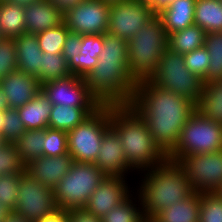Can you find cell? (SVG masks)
I'll return each instance as SVG.
<instances>
[{"label":"cell","mask_w":222,"mask_h":222,"mask_svg":"<svg viewBox=\"0 0 222 222\" xmlns=\"http://www.w3.org/2000/svg\"><path fill=\"white\" fill-rule=\"evenodd\" d=\"M130 106L144 120L155 144L168 156L176 147L182 128L197 111V104L149 80L137 82Z\"/></svg>","instance_id":"cell-1"},{"label":"cell","mask_w":222,"mask_h":222,"mask_svg":"<svg viewBox=\"0 0 222 222\" xmlns=\"http://www.w3.org/2000/svg\"><path fill=\"white\" fill-rule=\"evenodd\" d=\"M83 78L102 105H130L137 82L129 73L127 40L105 33L98 63Z\"/></svg>","instance_id":"cell-2"},{"label":"cell","mask_w":222,"mask_h":222,"mask_svg":"<svg viewBox=\"0 0 222 222\" xmlns=\"http://www.w3.org/2000/svg\"><path fill=\"white\" fill-rule=\"evenodd\" d=\"M141 174L139 186L134 190L141 198L143 215L146 218H154L164 209L185 200L193 193L182 166L169 158Z\"/></svg>","instance_id":"cell-3"},{"label":"cell","mask_w":222,"mask_h":222,"mask_svg":"<svg viewBox=\"0 0 222 222\" xmlns=\"http://www.w3.org/2000/svg\"><path fill=\"white\" fill-rule=\"evenodd\" d=\"M110 125L119 135L127 163L137 174L151 170L167 158L155 144L147 124L130 105H110Z\"/></svg>","instance_id":"cell-4"},{"label":"cell","mask_w":222,"mask_h":222,"mask_svg":"<svg viewBox=\"0 0 222 222\" xmlns=\"http://www.w3.org/2000/svg\"><path fill=\"white\" fill-rule=\"evenodd\" d=\"M168 36L156 13L127 41L129 73L136 82L149 80L167 48Z\"/></svg>","instance_id":"cell-5"},{"label":"cell","mask_w":222,"mask_h":222,"mask_svg":"<svg viewBox=\"0 0 222 222\" xmlns=\"http://www.w3.org/2000/svg\"><path fill=\"white\" fill-rule=\"evenodd\" d=\"M105 176L94 163L74 162L54 189L58 209L84 208Z\"/></svg>","instance_id":"cell-6"},{"label":"cell","mask_w":222,"mask_h":222,"mask_svg":"<svg viewBox=\"0 0 222 222\" xmlns=\"http://www.w3.org/2000/svg\"><path fill=\"white\" fill-rule=\"evenodd\" d=\"M155 86L172 91L198 104L204 83L185 65L183 54L166 48L158 62L157 69L149 78Z\"/></svg>","instance_id":"cell-7"},{"label":"cell","mask_w":222,"mask_h":222,"mask_svg":"<svg viewBox=\"0 0 222 222\" xmlns=\"http://www.w3.org/2000/svg\"><path fill=\"white\" fill-rule=\"evenodd\" d=\"M222 150V124L195 111L182 128L175 149L167 158L179 161L190 154L210 153Z\"/></svg>","instance_id":"cell-8"},{"label":"cell","mask_w":222,"mask_h":222,"mask_svg":"<svg viewBox=\"0 0 222 222\" xmlns=\"http://www.w3.org/2000/svg\"><path fill=\"white\" fill-rule=\"evenodd\" d=\"M110 125V105H103L74 129L67 131L68 153L77 163H95Z\"/></svg>","instance_id":"cell-9"},{"label":"cell","mask_w":222,"mask_h":222,"mask_svg":"<svg viewBox=\"0 0 222 222\" xmlns=\"http://www.w3.org/2000/svg\"><path fill=\"white\" fill-rule=\"evenodd\" d=\"M182 166L193 192L212 193L222 185V150L183 156Z\"/></svg>","instance_id":"cell-10"},{"label":"cell","mask_w":222,"mask_h":222,"mask_svg":"<svg viewBox=\"0 0 222 222\" xmlns=\"http://www.w3.org/2000/svg\"><path fill=\"white\" fill-rule=\"evenodd\" d=\"M58 209L54 190L41 185L26 171L20 173L19 191L14 213L35 222Z\"/></svg>","instance_id":"cell-11"},{"label":"cell","mask_w":222,"mask_h":222,"mask_svg":"<svg viewBox=\"0 0 222 222\" xmlns=\"http://www.w3.org/2000/svg\"><path fill=\"white\" fill-rule=\"evenodd\" d=\"M41 90L52 105L85 107L91 114L103 106L88 89L83 77L70 75L49 81L41 85Z\"/></svg>","instance_id":"cell-12"},{"label":"cell","mask_w":222,"mask_h":222,"mask_svg":"<svg viewBox=\"0 0 222 222\" xmlns=\"http://www.w3.org/2000/svg\"><path fill=\"white\" fill-rule=\"evenodd\" d=\"M155 14L148 1L126 0L111 4L107 33L128 41Z\"/></svg>","instance_id":"cell-13"},{"label":"cell","mask_w":222,"mask_h":222,"mask_svg":"<svg viewBox=\"0 0 222 222\" xmlns=\"http://www.w3.org/2000/svg\"><path fill=\"white\" fill-rule=\"evenodd\" d=\"M110 5L100 0H85L63 15L70 32L81 35L105 34L109 24Z\"/></svg>","instance_id":"cell-14"},{"label":"cell","mask_w":222,"mask_h":222,"mask_svg":"<svg viewBox=\"0 0 222 222\" xmlns=\"http://www.w3.org/2000/svg\"><path fill=\"white\" fill-rule=\"evenodd\" d=\"M128 182L127 177L105 176L84 208L101 219L134 191Z\"/></svg>","instance_id":"cell-15"},{"label":"cell","mask_w":222,"mask_h":222,"mask_svg":"<svg viewBox=\"0 0 222 222\" xmlns=\"http://www.w3.org/2000/svg\"><path fill=\"white\" fill-rule=\"evenodd\" d=\"M94 164L106 176L126 177L128 173L133 172L125 158L119 135L112 127L104 133L99 154Z\"/></svg>","instance_id":"cell-16"},{"label":"cell","mask_w":222,"mask_h":222,"mask_svg":"<svg viewBox=\"0 0 222 222\" xmlns=\"http://www.w3.org/2000/svg\"><path fill=\"white\" fill-rule=\"evenodd\" d=\"M0 89L7 108L17 109L33 99L41 85L35 76L17 69L0 81Z\"/></svg>","instance_id":"cell-17"},{"label":"cell","mask_w":222,"mask_h":222,"mask_svg":"<svg viewBox=\"0 0 222 222\" xmlns=\"http://www.w3.org/2000/svg\"><path fill=\"white\" fill-rule=\"evenodd\" d=\"M73 163L69 153L56 157L41 156L26 164L25 171L41 185L54 190Z\"/></svg>","instance_id":"cell-18"},{"label":"cell","mask_w":222,"mask_h":222,"mask_svg":"<svg viewBox=\"0 0 222 222\" xmlns=\"http://www.w3.org/2000/svg\"><path fill=\"white\" fill-rule=\"evenodd\" d=\"M26 33L38 34L63 23V14L48 0L24 7Z\"/></svg>","instance_id":"cell-19"},{"label":"cell","mask_w":222,"mask_h":222,"mask_svg":"<svg viewBox=\"0 0 222 222\" xmlns=\"http://www.w3.org/2000/svg\"><path fill=\"white\" fill-rule=\"evenodd\" d=\"M104 34L81 35L80 54L68 61L72 75L84 77L94 69L98 63V56L103 49Z\"/></svg>","instance_id":"cell-20"},{"label":"cell","mask_w":222,"mask_h":222,"mask_svg":"<svg viewBox=\"0 0 222 222\" xmlns=\"http://www.w3.org/2000/svg\"><path fill=\"white\" fill-rule=\"evenodd\" d=\"M195 2L196 0H173L157 13L167 36L194 24Z\"/></svg>","instance_id":"cell-21"},{"label":"cell","mask_w":222,"mask_h":222,"mask_svg":"<svg viewBox=\"0 0 222 222\" xmlns=\"http://www.w3.org/2000/svg\"><path fill=\"white\" fill-rule=\"evenodd\" d=\"M17 65L21 70L36 78L41 73L42 50L36 35L25 33L15 38Z\"/></svg>","instance_id":"cell-22"},{"label":"cell","mask_w":222,"mask_h":222,"mask_svg":"<svg viewBox=\"0 0 222 222\" xmlns=\"http://www.w3.org/2000/svg\"><path fill=\"white\" fill-rule=\"evenodd\" d=\"M52 102L42 90L23 107L17 108L26 130L48 128V120L52 111Z\"/></svg>","instance_id":"cell-23"},{"label":"cell","mask_w":222,"mask_h":222,"mask_svg":"<svg viewBox=\"0 0 222 222\" xmlns=\"http://www.w3.org/2000/svg\"><path fill=\"white\" fill-rule=\"evenodd\" d=\"M201 193L193 192L188 198L172 204L153 219L157 222H199Z\"/></svg>","instance_id":"cell-24"},{"label":"cell","mask_w":222,"mask_h":222,"mask_svg":"<svg viewBox=\"0 0 222 222\" xmlns=\"http://www.w3.org/2000/svg\"><path fill=\"white\" fill-rule=\"evenodd\" d=\"M0 30L4 38L15 39L26 33L24 7L0 2Z\"/></svg>","instance_id":"cell-25"},{"label":"cell","mask_w":222,"mask_h":222,"mask_svg":"<svg viewBox=\"0 0 222 222\" xmlns=\"http://www.w3.org/2000/svg\"><path fill=\"white\" fill-rule=\"evenodd\" d=\"M194 24L206 33L222 31V0H196Z\"/></svg>","instance_id":"cell-26"},{"label":"cell","mask_w":222,"mask_h":222,"mask_svg":"<svg viewBox=\"0 0 222 222\" xmlns=\"http://www.w3.org/2000/svg\"><path fill=\"white\" fill-rule=\"evenodd\" d=\"M197 111L204 117L222 124V79L204 84Z\"/></svg>","instance_id":"cell-27"},{"label":"cell","mask_w":222,"mask_h":222,"mask_svg":"<svg viewBox=\"0 0 222 222\" xmlns=\"http://www.w3.org/2000/svg\"><path fill=\"white\" fill-rule=\"evenodd\" d=\"M205 36L206 32L196 24H193L185 29L169 34L167 48L184 55L203 47Z\"/></svg>","instance_id":"cell-28"},{"label":"cell","mask_w":222,"mask_h":222,"mask_svg":"<svg viewBox=\"0 0 222 222\" xmlns=\"http://www.w3.org/2000/svg\"><path fill=\"white\" fill-rule=\"evenodd\" d=\"M91 113L85 107L53 105L48 120V127L69 131L81 124Z\"/></svg>","instance_id":"cell-29"},{"label":"cell","mask_w":222,"mask_h":222,"mask_svg":"<svg viewBox=\"0 0 222 222\" xmlns=\"http://www.w3.org/2000/svg\"><path fill=\"white\" fill-rule=\"evenodd\" d=\"M133 194L132 191V194L130 193L121 203L104 215L101 222H142L145 217L141 198L136 190V195L133 196Z\"/></svg>","instance_id":"cell-30"},{"label":"cell","mask_w":222,"mask_h":222,"mask_svg":"<svg viewBox=\"0 0 222 222\" xmlns=\"http://www.w3.org/2000/svg\"><path fill=\"white\" fill-rule=\"evenodd\" d=\"M44 140L45 129H39L25 130L22 136L14 142L24 165L42 156Z\"/></svg>","instance_id":"cell-31"},{"label":"cell","mask_w":222,"mask_h":222,"mask_svg":"<svg viewBox=\"0 0 222 222\" xmlns=\"http://www.w3.org/2000/svg\"><path fill=\"white\" fill-rule=\"evenodd\" d=\"M41 65V73L37 77L40 85L72 75L62 53L43 52Z\"/></svg>","instance_id":"cell-32"},{"label":"cell","mask_w":222,"mask_h":222,"mask_svg":"<svg viewBox=\"0 0 222 222\" xmlns=\"http://www.w3.org/2000/svg\"><path fill=\"white\" fill-rule=\"evenodd\" d=\"M204 46L208 50L210 64L203 83L222 79V31L206 33Z\"/></svg>","instance_id":"cell-33"},{"label":"cell","mask_w":222,"mask_h":222,"mask_svg":"<svg viewBox=\"0 0 222 222\" xmlns=\"http://www.w3.org/2000/svg\"><path fill=\"white\" fill-rule=\"evenodd\" d=\"M69 29L64 22L56 27L36 34L42 52L62 53Z\"/></svg>","instance_id":"cell-34"},{"label":"cell","mask_w":222,"mask_h":222,"mask_svg":"<svg viewBox=\"0 0 222 222\" xmlns=\"http://www.w3.org/2000/svg\"><path fill=\"white\" fill-rule=\"evenodd\" d=\"M67 132L64 130L45 128V140L42 156L56 157L68 153Z\"/></svg>","instance_id":"cell-35"},{"label":"cell","mask_w":222,"mask_h":222,"mask_svg":"<svg viewBox=\"0 0 222 222\" xmlns=\"http://www.w3.org/2000/svg\"><path fill=\"white\" fill-rule=\"evenodd\" d=\"M199 222H222V198L216 193H201Z\"/></svg>","instance_id":"cell-36"},{"label":"cell","mask_w":222,"mask_h":222,"mask_svg":"<svg viewBox=\"0 0 222 222\" xmlns=\"http://www.w3.org/2000/svg\"><path fill=\"white\" fill-rule=\"evenodd\" d=\"M25 171V165L19 158L14 143H4L0 147V175L20 174Z\"/></svg>","instance_id":"cell-37"},{"label":"cell","mask_w":222,"mask_h":222,"mask_svg":"<svg viewBox=\"0 0 222 222\" xmlns=\"http://www.w3.org/2000/svg\"><path fill=\"white\" fill-rule=\"evenodd\" d=\"M20 174L0 175V205L13 211L17 203Z\"/></svg>","instance_id":"cell-38"},{"label":"cell","mask_w":222,"mask_h":222,"mask_svg":"<svg viewBox=\"0 0 222 222\" xmlns=\"http://www.w3.org/2000/svg\"><path fill=\"white\" fill-rule=\"evenodd\" d=\"M17 109L6 108L4 110L2 137L7 143L17 141L25 131Z\"/></svg>","instance_id":"cell-39"},{"label":"cell","mask_w":222,"mask_h":222,"mask_svg":"<svg viewBox=\"0 0 222 222\" xmlns=\"http://www.w3.org/2000/svg\"><path fill=\"white\" fill-rule=\"evenodd\" d=\"M17 69L15 39L3 38L0 40V81Z\"/></svg>","instance_id":"cell-40"},{"label":"cell","mask_w":222,"mask_h":222,"mask_svg":"<svg viewBox=\"0 0 222 222\" xmlns=\"http://www.w3.org/2000/svg\"><path fill=\"white\" fill-rule=\"evenodd\" d=\"M185 65L190 72L196 74L201 79L206 77L208 73V66L210 64V58L208 50L205 46L197 48L189 53L183 55Z\"/></svg>","instance_id":"cell-41"},{"label":"cell","mask_w":222,"mask_h":222,"mask_svg":"<svg viewBox=\"0 0 222 222\" xmlns=\"http://www.w3.org/2000/svg\"><path fill=\"white\" fill-rule=\"evenodd\" d=\"M80 49L81 34L69 31L62 49L63 56L69 61L73 56L80 54Z\"/></svg>","instance_id":"cell-42"},{"label":"cell","mask_w":222,"mask_h":222,"mask_svg":"<svg viewBox=\"0 0 222 222\" xmlns=\"http://www.w3.org/2000/svg\"><path fill=\"white\" fill-rule=\"evenodd\" d=\"M68 222H101V219L85 208L68 211Z\"/></svg>","instance_id":"cell-43"},{"label":"cell","mask_w":222,"mask_h":222,"mask_svg":"<svg viewBox=\"0 0 222 222\" xmlns=\"http://www.w3.org/2000/svg\"><path fill=\"white\" fill-rule=\"evenodd\" d=\"M35 222H68V211L57 209L52 214L44 216Z\"/></svg>","instance_id":"cell-44"},{"label":"cell","mask_w":222,"mask_h":222,"mask_svg":"<svg viewBox=\"0 0 222 222\" xmlns=\"http://www.w3.org/2000/svg\"><path fill=\"white\" fill-rule=\"evenodd\" d=\"M64 15L68 10L83 3L85 0H48Z\"/></svg>","instance_id":"cell-45"},{"label":"cell","mask_w":222,"mask_h":222,"mask_svg":"<svg viewBox=\"0 0 222 222\" xmlns=\"http://www.w3.org/2000/svg\"><path fill=\"white\" fill-rule=\"evenodd\" d=\"M142 1H148L151 4V7L153 8L155 13H158L165 7H167L173 0H142Z\"/></svg>","instance_id":"cell-46"},{"label":"cell","mask_w":222,"mask_h":222,"mask_svg":"<svg viewBox=\"0 0 222 222\" xmlns=\"http://www.w3.org/2000/svg\"><path fill=\"white\" fill-rule=\"evenodd\" d=\"M2 222H31L27 220L24 216L10 211L7 216L2 220Z\"/></svg>","instance_id":"cell-47"},{"label":"cell","mask_w":222,"mask_h":222,"mask_svg":"<svg viewBox=\"0 0 222 222\" xmlns=\"http://www.w3.org/2000/svg\"><path fill=\"white\" fill-rule=\"evenodd\" d=\"M4 1L15 3V4L25 7V6H28V5L33 4L35 2H38L39 0H4Z\"/></svg>","instance_id":"cell-48"},{"label":"cell","mask_w":222,"mask_h":222,"mask_svg":"<svg viewBox=\"0 0 222 222\" xmlns=\"http://www.w3.org/2000/svg\"><path fill=\"white\" fill-rule=\"evenodd\" d=\"M10 211L4 206L0 205V222L7 216Z\"/></svg>","instance_id":"cell-49"},{"label":"cell","mask_w":222,"mask_h":222,"mask_svg":"<svg viewBox=\"0 0 222 222\" xmlns=\"http://www.w3.org/2000/svg\"><path fill=\"white\" fill-rule=\"evenodd\" d=\"M6 108V101L0 89V110H5Z\"/></svg>","instance_id":"cell-50"},{"label":"cell","mask_w":222,"mask_h":222,"mask_svg":"<svg viewBox=\"0 0 222 222\" xmlns=\"http://www.w3.org/2000/svg\"><path fill=\"white\" fill-rule=\"evenodd\" d=\"M3 119H4V110H0V134L3 130Z\"/></svg>","instance_id":"cell-51"},{"label":"cell","mask_w":222,"mask_h":222,"mask_svg":"<svg viewBox=\"0 0 222 222\" xmlns=\"http://www.w3.org/2000/svg\"><path fill=\"white\" fill-rule=\"evenodd\" d=\"M100 1H102L103 3H107V4L111 5V4L119 3V2H122V1H126V0H100Z\"/></svg>","instance_id":"cell-52"},{"label":"cell","mask_w":222,"mask_h":222,"mask_svg":"<svg viewBox=\"0 0 222 222\" xmlns=\"http://www.w3.org/2000/svg\"><path fill=\"white\" fill-rule=\"evenodd\" d=\"M142 222H157L156 220H154L153 218H144V220Z\"/></svg>","instance_id":"cell-53"},{"label":"cell","mask_w":222,"mask_h":222,"mask_svg":"<svg viewBox=\"0 0 222 222\" xmlns=\"http://www.w3.org/2000/svg\"><path fill=\"white\" fill-rule=\"evenodd\" d=\"M216 193L222 198V185L219 187Z\"/></svg>","instance_id":"cell-54"},{"label":"cell","mask_w":222,"mask_h":222,"mask_svg":"<svg viewBox=\"0 0 222 222\" xmlns=\"http://www.w3.org/2000/svg\"><path fill=\"white\" fill-rule=\"evenodd\" d=\"M4 143H6V142L3 140V137H2V135L0 134V147H1Z\"/></svg>","instance_id":"cell-55"},{"label":"cell","mask_w":222,"mask_h":222,"mask_svg":"<svg viewBox=\"0 0 222 222\" xmlns=\"http://www.w3.org/2000/svg\"><path fill=\"white\" fill-rule=\"evenodd\" d=\"M3 38L4 37H3L2 33H1V30H0V40L3 39Z\"/></svg>","instance_id":"cell-56"}]
</instances>
